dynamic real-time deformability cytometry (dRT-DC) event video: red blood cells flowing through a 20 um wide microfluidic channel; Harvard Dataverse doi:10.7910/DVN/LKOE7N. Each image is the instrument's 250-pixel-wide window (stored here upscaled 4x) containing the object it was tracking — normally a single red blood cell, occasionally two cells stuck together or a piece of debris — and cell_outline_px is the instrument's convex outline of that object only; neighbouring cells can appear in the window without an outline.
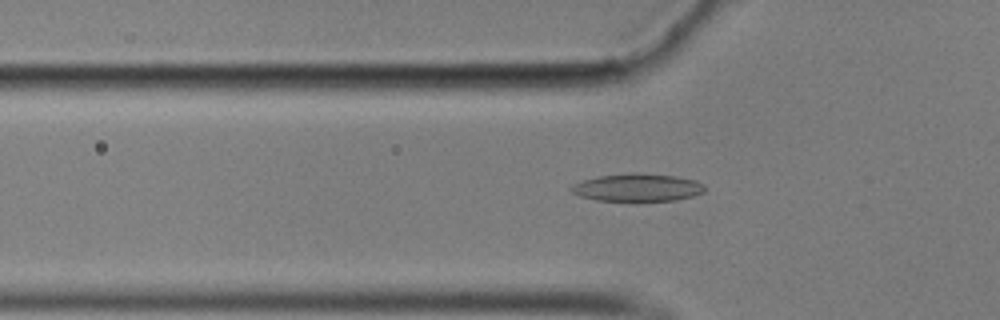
{"species": "common noctule bat (a hibernating species)", "species_latin": "Nyctalus noctula", "temperature_condition": "cold", "stored_images_in_passage": 57, "camera_frame_rate_fps": 3000, "um_per_image_px": 0.085, "animal": {"sex": "male", "body_mass_g": 17.9}, "frame": {"image": 1, "passage_image": 18, "time_ms": 5.667, "image_size_px": [1000, 320], "cell_outline_px": [[704, 192], [692, 196], [676, 200], [596, 200], [580, 196], [572, 192], [568, 188], [572, 184], [584, 180], [600, 176], [676, 176], [696, 180], [704, 184]], "centroid_in_image_um": [54.19, 15.98], "position_along_channel_um": 71.6, "area_um2": 20.29}}
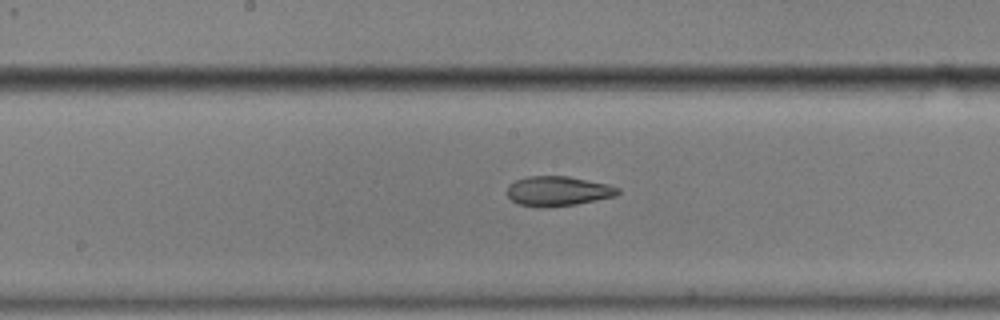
{"frame": {"image": 2, "passage_image": 29, "time_ms": 9.333, "image_size_px": [1000, 320], "cell_outline_px": [[620, 192], [616, 196], [576, 204], [544, 208], [520, 204], [512, 200], [508, 196], [508, 184], [516, 180], [528, 176], [568, 176], [608, 184], [620, 188]], "centroid_in_image_um": [47.44, 16.24], "position_along_channel_um": 200.8, "area_um2": 19.19}}
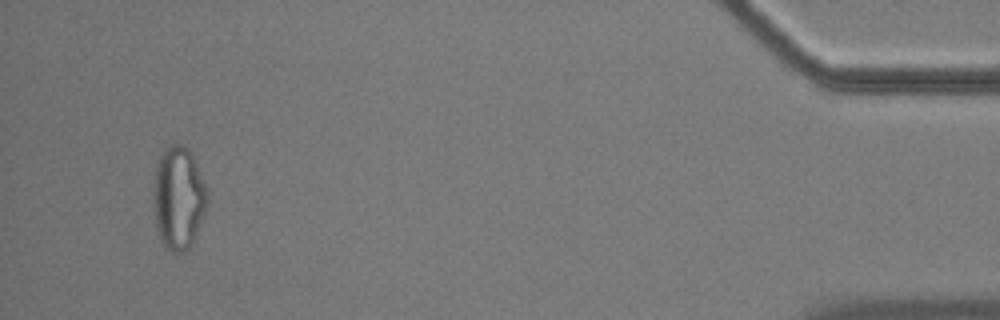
{"frame": {"image": 3, "passage_image": 54, "time_ms": 17.667, "image_size_px": [1000, 320], "cell_outline_px": [[208, 204], [196, 232], [188, 248], [184, 252], [172, 252], [160, 240], [156, 224], [152, 196], [152, 184], [156, 164], [164, 148], [168, 144], [180, 144], [188, 148], [208, 188]], "centroid_in_image_um": [15.15, 16.77], "position_along_channel_um": 420.1, "area_um2": 32.48}, "authors_computed_cell_mechanics": {"area_um2": 20.1722, "velocity_mm_per_s": 3.4945, "shape_relaxation_time_tau1_ms": null, "shape_relaxation_time_tau2_ms": 2.4909, "deformation_change_tau1": null, "deformation_change_tau2": 0.0981}}